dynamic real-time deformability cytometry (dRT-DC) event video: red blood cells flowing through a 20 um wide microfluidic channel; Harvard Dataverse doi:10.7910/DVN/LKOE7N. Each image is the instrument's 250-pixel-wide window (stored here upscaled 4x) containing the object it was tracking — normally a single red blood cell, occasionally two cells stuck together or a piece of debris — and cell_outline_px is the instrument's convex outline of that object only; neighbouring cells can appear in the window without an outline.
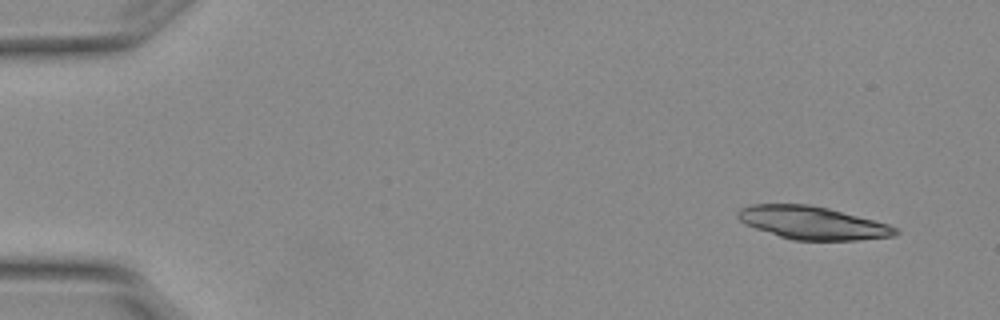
{"species": "Egyptian fruit bat (a non-hibernating species)", "species_latin": "Rousettus aegyptiacus", "temperature_condition": "warm", "stored_images_in_passage": 4, "camera_frame_rate_fps": 3000, "um_per_image_px": 0.085, "animal": {"sex": "female"}, "frame": {"image": 1, "passage_image": 1, "time_ms": 0.0, "image_size_px": [1000, 320], "cell_outline_px": [[900, 232], [896, 236], [856, 240], [792, 240], [744, 224], [736, 216], [736, 212], [740, 208], [752, 204], [808, 204], [828, 208], [888, 224], [896, 228]], "centroid_in_image_um": [69.05, 18.94], "position_along_channel_um": 16.0, "area_um2": 30.11}}